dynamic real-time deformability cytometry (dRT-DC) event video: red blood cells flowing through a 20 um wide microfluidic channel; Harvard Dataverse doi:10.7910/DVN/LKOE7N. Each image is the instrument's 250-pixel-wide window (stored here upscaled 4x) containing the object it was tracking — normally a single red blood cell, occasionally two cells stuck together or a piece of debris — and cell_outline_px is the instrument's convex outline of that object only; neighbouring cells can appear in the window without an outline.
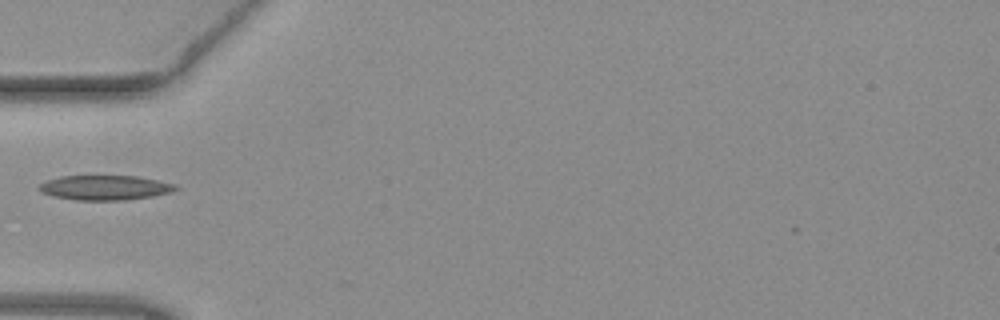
{"species": "common noctule bat (a hibernating species)", "species_latin": "Nyctalus noctula", "temperature_condition": "warm", "stored_images_in_passage": 35, "camera_frame_rate_fps": 3000, "um_per_image_px": 0.085, "animal": {"sex": "female", "body_mass_g": 19.3, "forearm_length_mm": 54.1}, "frame": {"image": 1, "passage_image": 1, "time_ms": 0.0, "image_size_px": [1000, 320], "cell_outline_px": [[180, 188], [172, 192], [152, 196], [124, 200], [76, 200], [52, 196], [40, 192], [36, 188], [44, 180], [60, 176], [140, 176], [176, 184]], "centroid_in_image_um": [8.9, 15.94], "position_along_channel_um": 76.1, "area_um2": 19.94}}
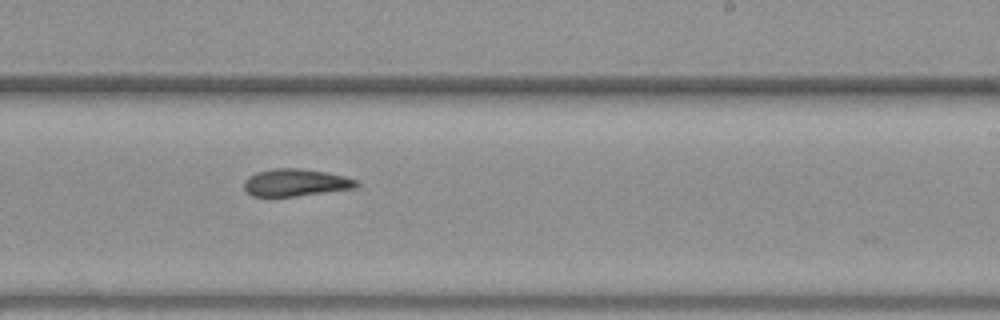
{"frame": {"image": 2, "passage_image": 15, "time_ms": 4.667, "image_size_px": [1000, 320], "cell_outline_px": [[360, 184], [356, 188], [296, 196], [252, 196], [244, 188], [244, 180], [248, 176], [256, 172], [272, 168], [300, 168], [324, 172], [344, 176], [356, 180]], "centroid_in_image_um": [25.11, 15.51], "position_along_channel_um": 263.9, "area_um2": 17.86}}
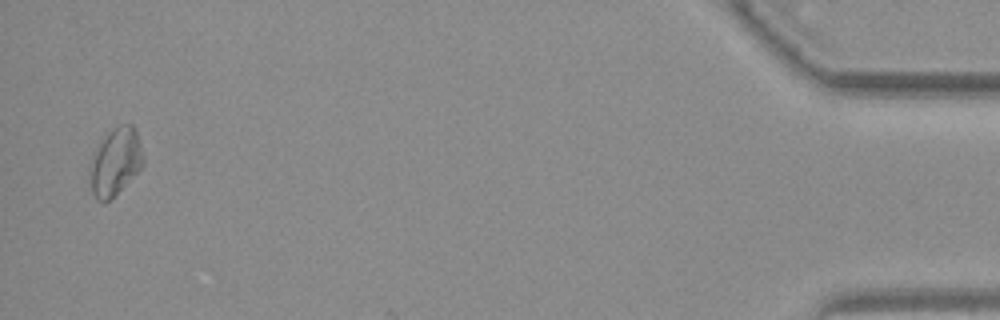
{"frame": {"image": 3, "passage_image": 34, "time_ms": 11.0, "image_size_px": [1000, 320], "cell_outline_px": [[144, 164], [104, 204], [96, 200], [92, 192], [88, 172], [88, 168], [92, 156], [100, 140], [112, 128], [120, 124], [132, 124], [136, 128], [144, 156]], "centroid_in_image_um": [9.77, 13.71], "position_along_channel_um": 425.4, "area_um2": 21.04}}